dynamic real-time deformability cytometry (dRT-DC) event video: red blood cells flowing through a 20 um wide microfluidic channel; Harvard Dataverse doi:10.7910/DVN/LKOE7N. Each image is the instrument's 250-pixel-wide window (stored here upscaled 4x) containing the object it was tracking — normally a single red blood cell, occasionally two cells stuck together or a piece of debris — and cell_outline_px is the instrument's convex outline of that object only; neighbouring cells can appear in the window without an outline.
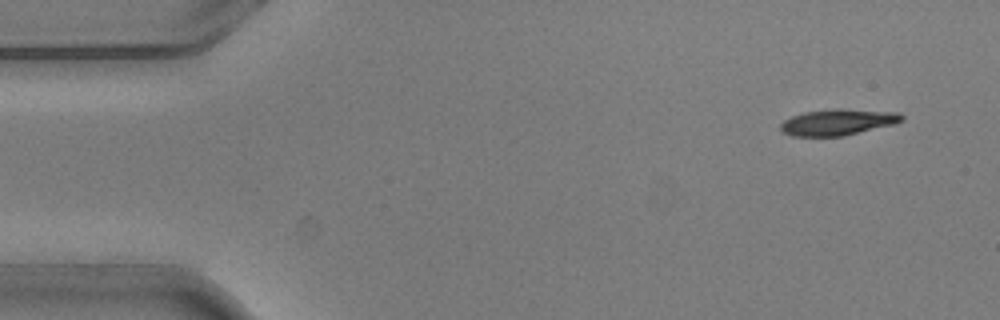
{"species": "common noctule bat (a hibernating species)", "species_latin": "Nyctalus noctula", "temperature_condition": "warm", "stored_images_in_passage": 4, "camera_frame_rate_fps": 3000, "um_per_image_px": 0.085, "animal": {"sex": "male", "body_mass_g": 20.5, "forearm_length_mm": 52.5}, "frame": {"image": 1, "passage_image": 1, "time_ms": 0.0, "image_size_px": [1000, 320], "cell_outline_px": [[904, 120], [896, 124], [844, 136], [792, 136], [780, 132], [780, 124], [784, 120], [792, 116], [804, 112], [832, 108], [840, 108], [900, 112], [904, 116]], "centroid_in_image_um": [71.24, 10.38], "position_along_channel_um": 13.8, "area_um2": 18.9}}
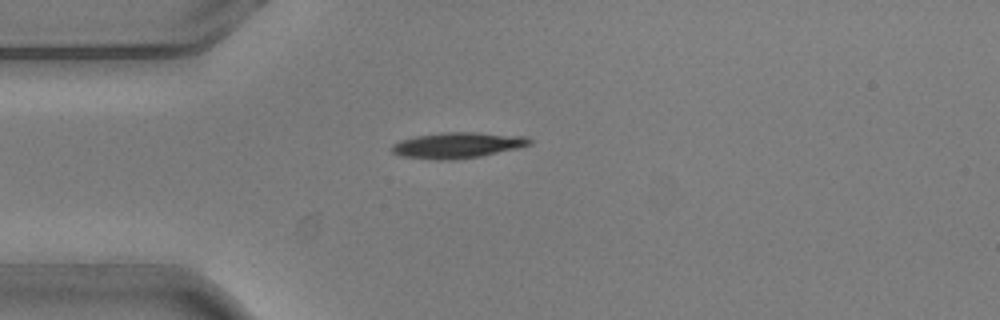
{"frame": {"image": 2, "passage_image": 4, "time_ms": 1.0, "image_size_px": [1000, 320], "cell_outline_px": [[532, 144], [520, 148], [480, 156], [456, 160], [432, 160], [400, 156], [392, 152], [388, 148], [392, 144], [400, 140], [416, 136], [444, 132], [476, 132], [528, 136], [532, 140]], "centroid_in_image_um": [38.89, 12.35], "position_along_channel_um": 46.1, "area_um2": 21.15}}